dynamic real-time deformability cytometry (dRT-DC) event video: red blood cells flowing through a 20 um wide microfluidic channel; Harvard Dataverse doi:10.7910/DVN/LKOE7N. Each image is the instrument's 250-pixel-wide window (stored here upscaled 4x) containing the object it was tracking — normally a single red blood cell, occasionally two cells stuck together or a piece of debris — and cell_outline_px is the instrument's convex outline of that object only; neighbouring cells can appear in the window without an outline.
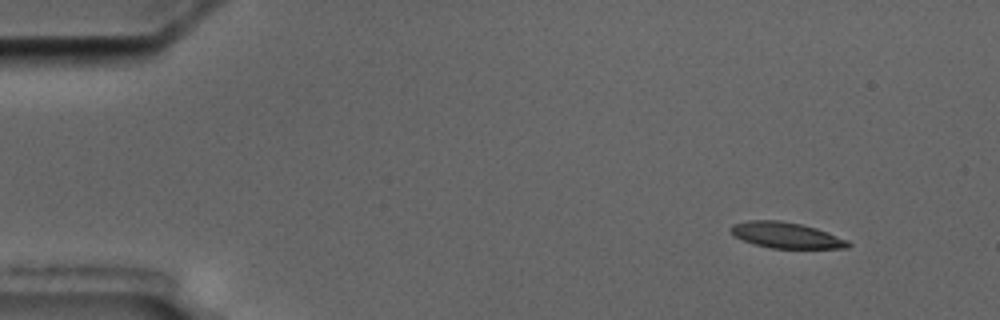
{"species": "common noctule bat (a hibernating species)", "species_latin": "Nyctalus noctula", "temperature_condition": "cold", "stored_images_in_passage": 9, "camera_frame_rate_fps": 3000, "um_per_image_px": 0.085, "animal": {"sex": "male", "body_mass_g": 17.5, "forearm_length_mm": 52.3}, "frame": {"image": 1, "passage_image": 1, "time_ms": 0.0, "image_size_px": [1000, 320], "cell_outline_px": [[852, 244], [848, 248], [772, 248], [756, 244], [744, 240], [736, 236], [728, 228], [732, 224], [748, 220], [780, 220], [800, 224], [816, 228], [848, 240]], "centroid_in_image_um": [66.83, 19.98], "position_along_channel_um": 18.2, "area_um2": 17.51}}
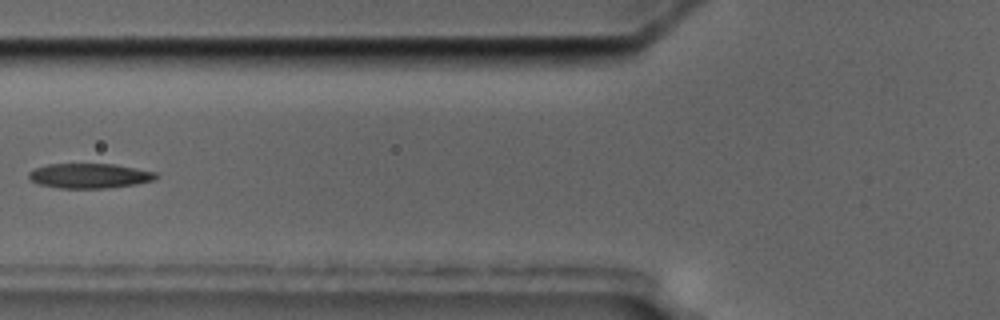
{"frame": {"image": 2, "passage_image": 6, "time_ms": 5.667, "image_size_px": [1000, 320], "cell_outline_px": [[160, 176], [156, 180], [136, 184], [108, 188], [60, 188], [40, 184], [32, 180], [28, 176], [28, 172], [36, 168], [48, 164], [112, 164], [156, 172]], "centroid_in_image_um": [7.65, 14.94], "position_along_channel_um": 118.1, "area_um2": 18.32}}
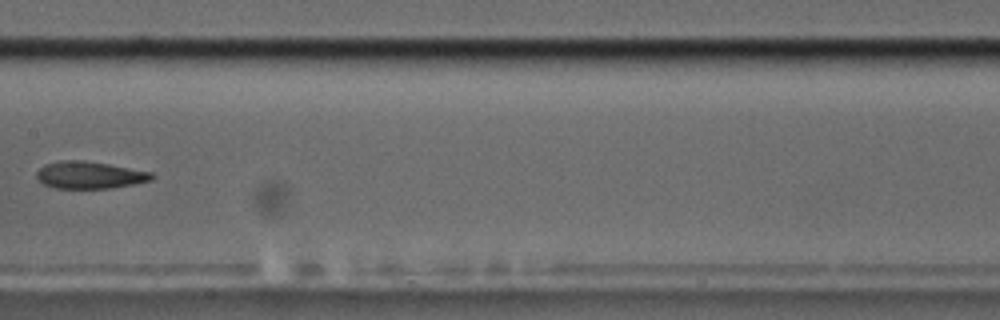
{"frame": {"image": 3, "passage_image": 8, "time_ms": 8.0, "image_size_px": [1000, 320], "cell_outline_px": [[156, 176], [152, 180], [112, 188], [56, 188], [44, 184], [36, 176], [36, 172], [44, 164], [60, 160], [84, 160], [108, 164], [152, 172]], "centroid_in_image_um": [7.62, 14.87], "position_along_channel_um": 199.8, "area_um2": 18.21}}